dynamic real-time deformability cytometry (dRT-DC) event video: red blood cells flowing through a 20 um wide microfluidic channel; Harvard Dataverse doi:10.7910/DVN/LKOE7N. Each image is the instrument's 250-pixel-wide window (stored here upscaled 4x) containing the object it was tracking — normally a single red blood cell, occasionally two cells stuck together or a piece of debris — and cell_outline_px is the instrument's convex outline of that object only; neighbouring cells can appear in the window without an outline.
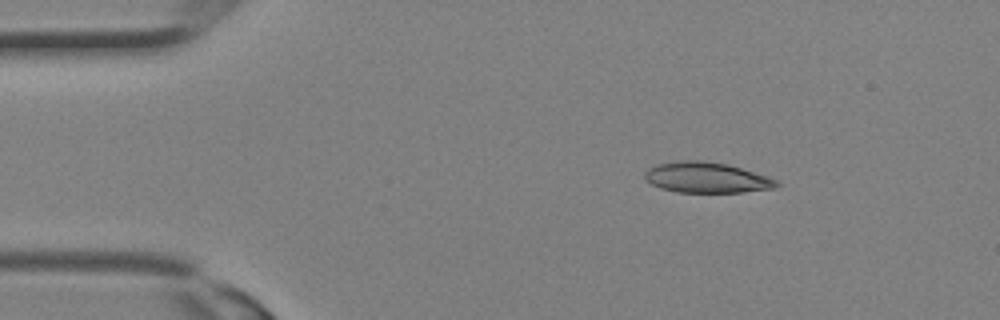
{"species": "Egyptian fruit bat (a non-hibernating species)", "species_latin": "Rousettus aegyptiacus", "temperature_condition": "room temperature", "stored_images_in_passage": 30, "camera_frame_rate_fps": 3000, "um_per_image_px": 0.085, "animal": {"sex": "female"}, "frame": {"image": 1, "passage_image": 4, "time_ms": 1.0, "image_size_px": [1000, 320], "cell_outline_px": [[780, 184], [772, 188], [740, 192], [676, 192], [660, 188], [644, 180], [644, 172], [648, 168], [656, 164], [684, 160], [704, 160], [728, 164], [768, 176], [776, 180]], "centroid_in_image_um": [60.01, 15.08], "position_along_channel_um": 25.0, "area_um2": 23.52}}
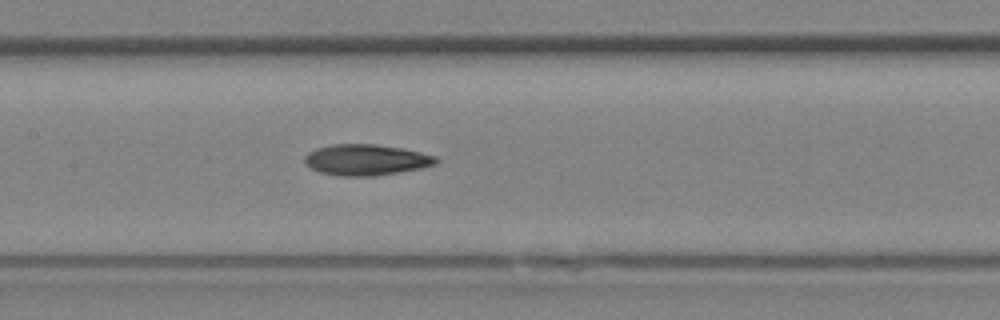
{"frame": {"image": 2, "passage_image": 14, "time_ms": 4.333, "image_size_px": [1000, 320], "cell_outline_px": [[440, 160], [436, 164], [420, 168], [400, 172], [376, 176], [336, 176], [320, 172], [312, 168], [304, 160], [304, 156], [308, 152], [316, 148], [332, 144], [376, 144], [400, 148], [420, 152], [436, 156]], "centroid_in_image_um": [31.12, 13.59], "position_along_channel_um": 176.3, "area_um2": 23.76}}
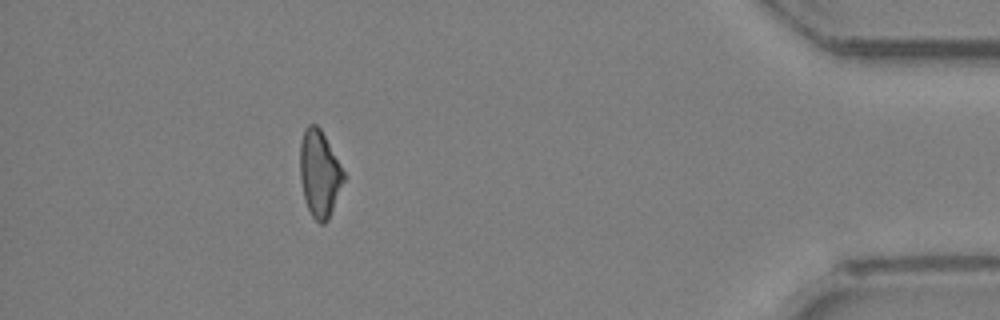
{"frame": {"image": 3, "passage_image": 27, "time_ms": 8.667, "image_size_px": [1000, 320], "cell_outline_px": [[344, 180], [328, 220], [324, 224], [320, 224], [312, 216], [304, 200], [300, 180], [300, 144], [304, 128], [308, 124], [316, 124], [320, 128], [340, 164], [344, 172]], "centroid_in_image_um": [27.13, 14.75], "position_along_channel_um": 408.1, "area_um2": 21.91}}